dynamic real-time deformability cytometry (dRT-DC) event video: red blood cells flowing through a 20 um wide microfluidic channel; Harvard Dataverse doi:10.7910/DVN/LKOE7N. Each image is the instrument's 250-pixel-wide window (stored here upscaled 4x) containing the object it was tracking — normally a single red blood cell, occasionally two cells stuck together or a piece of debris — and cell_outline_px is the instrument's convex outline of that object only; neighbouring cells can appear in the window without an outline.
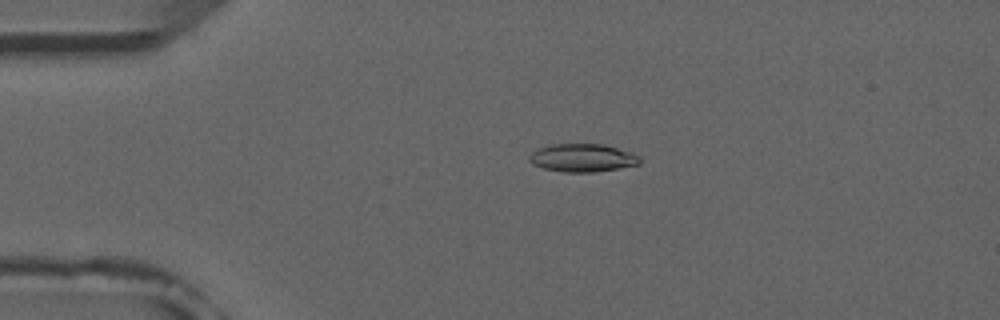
{"species": "common noctule bat (a hibernating species)", "species_latin": "Nyctalus noctula", "temperature_condition": "room temperature", "stored_images_in_passage": 4, "camera_frame_rate_fps": 3000, "um_per_image_px": 0.085, "animal": {"sex": "male", "forearm_length_mm": 52.5}, "frame": {"image": 1, "passage_image": 3, "time_ms": 2.333, "image_size_px": [1000, 320], "cell_outline_px": [[640, 164], [596, 172], [564, 172], [544, 168], [532, 164], [528, 160], [528, 156], [536, 148], [548, 144], [604, 144], [632, 152], [640, 156]], "centroid_in_image_um": [49.49, 13.41], "position_along_channel_um": 35.5, "area_um2": 18.26}}